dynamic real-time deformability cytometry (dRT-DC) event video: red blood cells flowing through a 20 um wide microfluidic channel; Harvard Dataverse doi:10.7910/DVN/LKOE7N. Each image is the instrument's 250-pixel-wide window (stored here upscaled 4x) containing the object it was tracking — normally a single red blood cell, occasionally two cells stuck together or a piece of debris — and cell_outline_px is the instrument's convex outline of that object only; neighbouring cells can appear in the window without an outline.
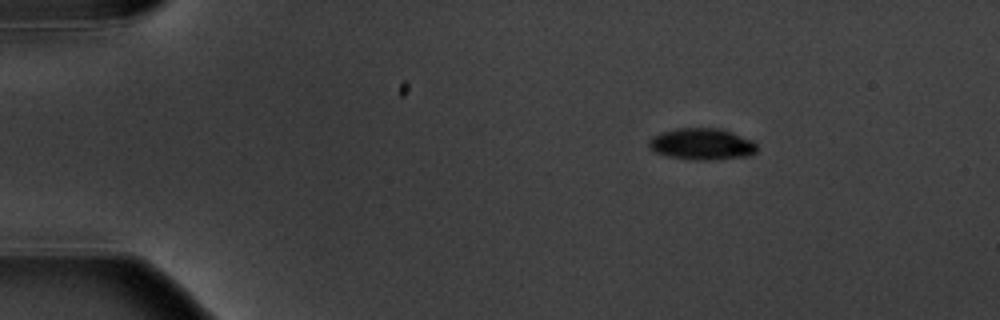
{"species": "common noctule bat (a hibernating species)", "species_latin": "Nyctalus noctula", "temperature_condition": "warm", "stored_images_in_passage": 6, "camera_frame_rate_fps": 3000, "um_per_image_px": 0.085, "animal": {"sex": "male", "body_mass_g": 20.1, "forearm_length_mm": 53.5}, "frame": {"image": 1, "passage_image": 1, "time_ms": 0.0, "image_size_px": [1000, 320], "cell_outline_px": [[756, 152], [748, 156], [708, 160], [696, 160], [668, 156], [656, 152], [648, 144], [648, 140], [652, 136], [664, 132], [680, 128], [720, 128], [732, 132], [752, 140], [756, 144]], "centroid_in_image_um": [59.68, 12.24], "position_along_channel_um": 25.3, "area_um2": 19.65}}
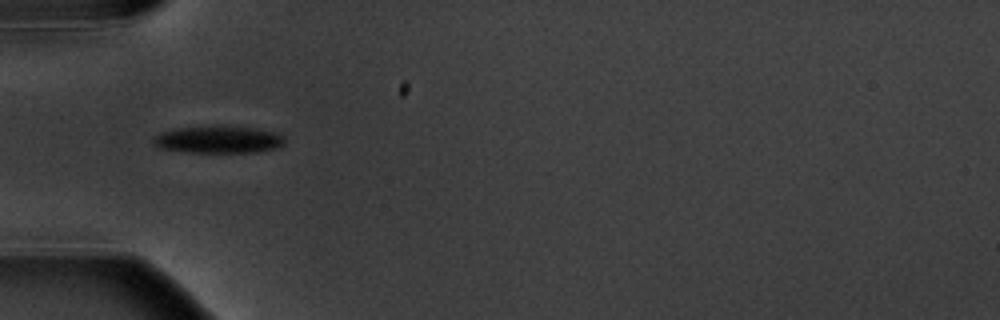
{"frame": {"image": 2, "passage_image": 4, "time_ms": 3.333, "image_size_px": [1000, 320], "cell_outline_px": [[284, 144], [272, 148], [256, 152], [188, 152], [160, 148], [152, 144], [152, 136], [176, 128], [220, 124], [252, 128], [272, 132], [284, 136]], "centroid_in_image_um": [18.49, 11.84], "position_along_channel_um": 66.5, "area_um2": 20.98}}
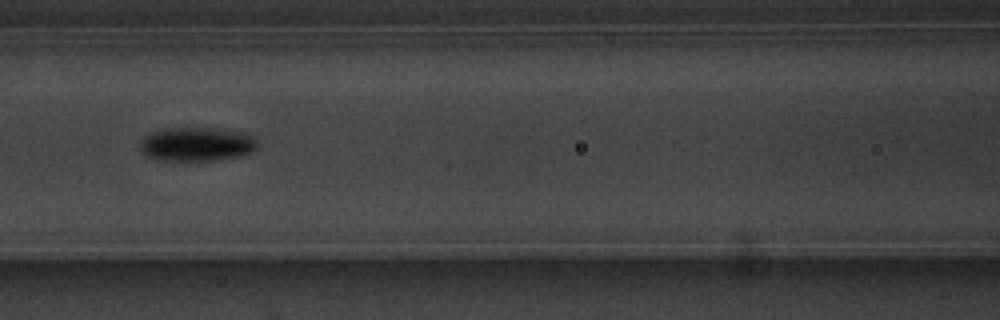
{"frame": {"image": 3, "passage_image": 6, "time_ms": 5.667, "image_size_px": [1000, 320], "cell_outline_px": [[256, 148], [252, 152], [240, 156], [212, 160], [164, 160], [148, 156], [140, 152], [140, 144], [144, 136], [152, 132], [168, 128], [208, 128], [240, 132], [252, 136], [256, 140]], "centroid_in_image_um": [16.7, 12.26], "position_along_channel_um": 149.9, "area_um2": 22.83}}